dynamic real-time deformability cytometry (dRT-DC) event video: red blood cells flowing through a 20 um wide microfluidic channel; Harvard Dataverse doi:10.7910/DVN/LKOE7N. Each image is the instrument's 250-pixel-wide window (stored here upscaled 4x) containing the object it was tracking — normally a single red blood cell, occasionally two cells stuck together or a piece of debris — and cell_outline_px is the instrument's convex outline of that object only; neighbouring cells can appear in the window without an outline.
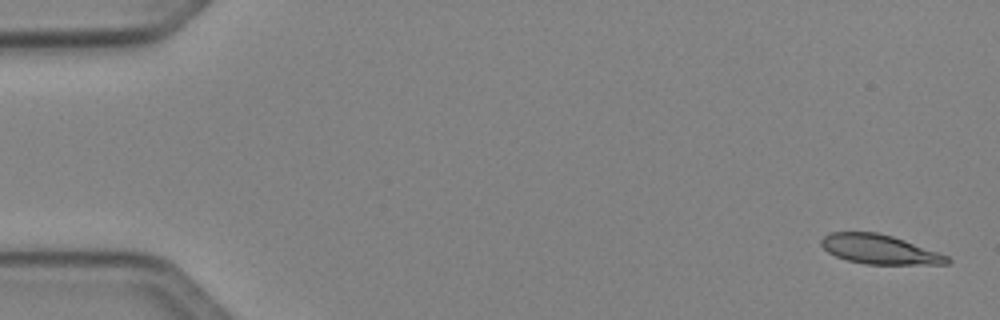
{"species": "Egyptian fruit bat (a non-hibernating species)", "species_latin": "Rousettus aegyptiacus", "temperature_condition": "cold", "stored_images_in_passage": 4, "camera_frame_rate_fps": 3000, "um_per_image_px": 0.085, "animal": {"sex": "female"}, "frame": {"image": 1, "passage_image": 1, "time_ms": 0.0, "image_size_px": [1000, 320], "cell_outline_px": [[952, 260], [948, 264], [864, 264], [848, 260], [836, 256], [828, 252], [820, 244], [820, 240], [824, 236], [832, 232], [876, 232], [892, 236], [904, 240], [948, 256]], "centroid_in_image_um": [74.74, 21.2], "position_along_channel_um": 10.3, "area_um2": 21.33}}